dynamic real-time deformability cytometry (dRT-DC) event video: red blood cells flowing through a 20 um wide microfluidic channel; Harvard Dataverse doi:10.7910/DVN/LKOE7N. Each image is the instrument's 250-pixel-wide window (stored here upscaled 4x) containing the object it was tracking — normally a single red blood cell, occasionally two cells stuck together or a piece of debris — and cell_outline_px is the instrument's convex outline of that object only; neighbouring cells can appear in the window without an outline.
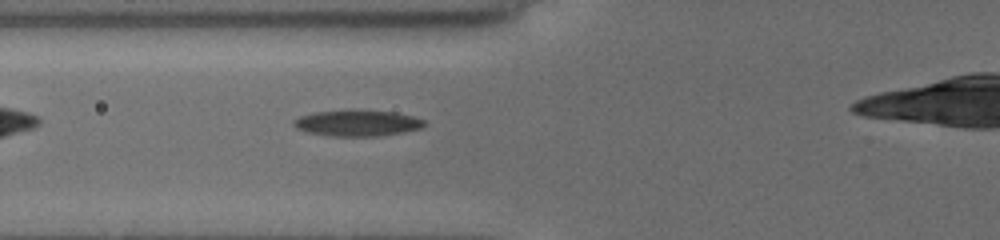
{"species": "common noctule bat (a hibernating species)", "species_latin": "Nyctalus noctula", "temperature_condition": "cold", "stored_images_in_passage": 31, "camera_frame_rate_fps": 3000, "um_per_image_px": 0.085, "animal": {"sex": "female", "body_mass_g": 19.5, "forearm_length_mm": 54.1}, "frame": {"image": 1, "passage_image": 3, "time_ms": 0.667, "image_size_px": [1000, 240], "cell_outline_px": [[424, 124], [420, 128], [400, 132], [376, 136], [332, 136], [308, 132], [296, 128], [292, 124], [292, 120], [300, 116], [316, 112], [392, 112], [412, 116], [424, 120]], "centroid_in_image_um": [30.32, 10.49], "position_along_channel_um": 95.5, "area_um2": 18.84}}
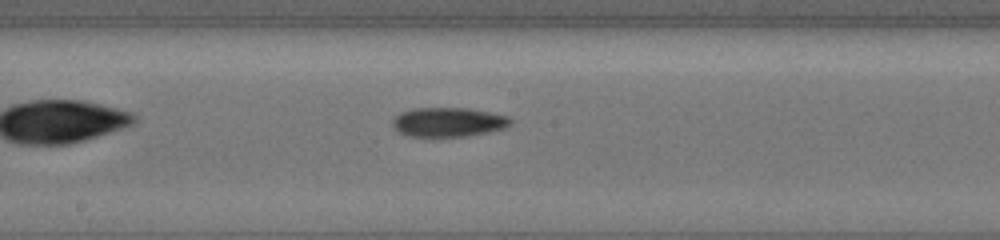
{"frame": {"image": 2, "passage_image": 12, "time_ms": 3.667, "image_size_px": [1000, 240], "cell_outline_px": [[512, 120], [504, 128], [488, 132], [464, 136], [412, 136], [400, 132], [392, 124], [392, 120], [400, 112], [416, 108], [464, 108], [488, 112], [508, 116]], "centroid_in_image_um": [38.09, 10.37], "position_along_channel_um": 210.1, "area_um2": 19.71}}
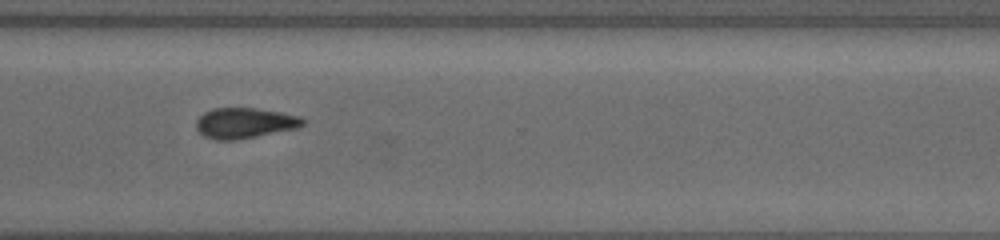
{"frame": {"image": 3, "passage_image": 23, "time_ms": 7.333, "image_size_px": [1000, 240], "cell_outline_px": [[304, 124], [296, 128], [236, 140], [216, 140], [204, 136], [196, 128], [196, 120], [204, 112], [212, 108], [256, 108], [280, 112], [300, 116], [304, 120]], "centroid_in_image_um": [20.77, 10.45], "position_along_channel_um": 349.8, "area_um2": 18.84}}